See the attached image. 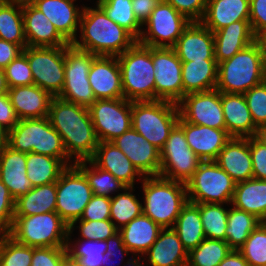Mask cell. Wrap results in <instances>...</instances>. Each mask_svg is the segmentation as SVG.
<instances>
[{
  "instance_id": "cell-42",
  "label": "cell",
  "mask_w": 266,
  "mask_h": 266,
  "mask_svg": "<svg viewBox=\"0 0 266 266\" xmlns=\"http://www.w3.org/2000/svg\"><path fill=\"white\" fill-rule=\"evenodd\" d=\"M87 163L90 168H88ZM86 176L89 186L94 195L111 198V193L124 190L126 187L117 180L110 172L97 167L91 160L78 161L74 163Z\"/></svg>"
},
{
  "instance_id": "cell-69",
  "label": "cell",
  "mask_w": 266,
  "mask_h": 266,
  "mask_svg": "<svg viewBox=\"0 0 266 266\" xmlns=\"http://www.w3.org/2000/svg\"><path fill=\"white\" fill-rule=\"evenodd\" d=\"M262 223L266 226V217H265V219L262 221Z\"/></svg>"
},
{
  "instance_id": "cell-12",
  "label": "cell",
  "mask_w": 266,
  "mask_h": 266,
  "mask_svg": "<svg viewBox=\"0 0 266 266\" xmlns=\"http://www.w3.org/2000/svg\"><path fill=\"white\" fill-rule=\"evenodd\" d=\"M56 213L70 225L80 219L94 195L84 173L75 165L67 166L57 181Z\"/></svg>"
},
{
  "instance_id": "cell-64",
  "label": "cell",
  "mask_w": 266,
  "mask_h": 266,
  "mask_svg": "<svg viewBox=\"0 0 266 266\" xmlns=\"http://www.w3.org/2000/svg\"><path fill=\"white\" fill-rule=\"evenodd\" d=\"M61 266H83L79 260L73 259L69 254L63 258Z\"/></svg>"
},
{
  "instance_id": "cell-5",
  "label": "cell",
  "mask_w": 266,
  "mask_h": 266,
  "mask_svg": "<svg viewBox=\"0 0 266 266\" xmlns=\"http://www.w3.org/2000/svg\"><path fill=\"white\" fill-rule=\"evenodd\" d=\"M7 146L23 153L33 152L58 158L66 167L73 165L60 134L52 127L48 117L19 120L7 132Z\"/></svg>"
},
{
  "instance_id": "cell-18",
  "label": "cell",
  "mask_w": 266,
  "mask_h": 266,
  "mask_svg": "<svg viewBox=\"0 0 266 266\" xmlns=\"http://www.w3.org/2000/svg\"><path fill=\"white\" fill-rule=\"evenodd\" d=\"M111 142L127 156L143 177L159 176L160 150L132 127Z\"/></svg>"
},
{
  "instance_id": "cell-29",
  "label": "cell",
  "mask_w": 266,
  "mask_h": 266,
  "mask_svg": "<svg viewBox=\"0 0 266 266\" xmlns=\"http://www.w3.org/2000/svg\"><path fill=\"white\" fill-rule=\"evenodd\" d=\"M0 179L14 200L30 191L33 186L26 175V153L6 145L0 151Z\"/></svg>"
},
{
  "instance_id": "cell-7",
  "label": "cell",
  "mask_w": 266,
  "mask_h": 266,
  "mask_svg": "<svg viewBox=\"0 0 266 266\" xmlns=\"http://www.w3.org/2000/svg\"><path fill=\"white\" fill-rule=\"evenodd\" d=\"M69 225L56 213L14 216L7 234L30 247H66Z\"/></svg>"
},
{
  "instance_id": "cell-45",
  "label": "cell",
  "mask_w": 266,
  "mask_h": 266,
  "mask_svg": "<svg viewBox=\"0 0 266 266\" xmlns=\"http://www.w3.org/2000/svg\"><path fill=\"white\" fill-rule=\"evenodd\" d=\"M71 234H68L67 254L73 259L79 260L83 266H102L103 254L106 253L107 245L102 240L79 239L76 243L71 240Z\"/></svg>"
},
{
  "instance_id": "cell-1",
  "label": "cell",
  "mask_w": 266,
  "mask_h": 266,
  "mask_svg": "<svg viewBox=\"0 0 266 266\" xmlns=\"http://www.w3.org/2000/svg\"><path fill=\"white\" fill-rule=\"evenodd\" d=\"M48 118L60 134L65 151L73 163L93 157L99 141L88 108L53 97Z\"/></svg>"
},
{
  "instance_id": "cell-48",
  "label": "cell",
  "mask_w": 266,
  "mask_h": 266,
  "mask_svg": "<svg viewBox=\"0 0 266 266\" xmlns=\"http://www.w3.org/2000/svg\"><path fill=\"white\" fill-rule=\"evenodd\" d=\"M77 222L80 223L79 226H76L79 227L80 238L85 240L105 241L119 231L110 219L102 221L75 220L69 225L68 234H72Z\"/></svg>"
},
{
  "instance_id": "cell-9",
  "label": "cell",
  "mask_w": 266,
  "mask_h": 266,
  "mask_svg": "<svg viewBox=\"0 0 266 266\" xmlns=\"http://www.w3.org/2000/svg\"><path fill=\"white\" fill-rule=\"evenodd\" d=\"M235 186L236 182L215 161H202L186 182L188 201L231 205Z\"/></svg>"
},
{
  "instance_id": "cell-59",
  "label": "cell",
  "mask_w": 266,
  "mask_h": 266,
  "mask_svg": "<svg viewBox=\"0 0 266 266\" xmlns=\"http://www.w3.org/2000/svg\"><path fill=\"white\" fill-rule=\"evenodd\" d=\"M131 2L134 15L138 22L143 26L161 0H132Z\"/></svg>"
},
{
  "instance_id": "cell-36",
  "label": "cell",
  "mask_w": 266,
  "mask_h": 266,
  "mask_svg": "<svg viewBox=\"0 0 266 266\" xmlns=\"http://www.w3.org/2000/svg\"><path fill=\"white\" fill-rule=\"evenodd\" d=\"M173 229L188 252L196 248L206 238L199 208L189 201L182 208Z\"/></svg>"
},
{
  "instance_id": "cell-41",
  "label": "cell",
  "mask_w": 266,
  "mask_h": 266,
  "mask_svg": "<svg viewBox=\"0 0 266 266\" xmlns=\"http://www.w3.org/2000/svg\"><path fill=\"white\" fill-rule=\"evenodd\" d=\"M131 1L99 0L96 3L113 22L125 28L138 40L143 26L134 15Z\"/></svg>"
},
{
  "instance_id": "cell-37",
  "label": "cell",
  "mask_w": 266,
  "mask_h": 266,
  "mask_svg": "<svg viewBox=\"0 0 266 266\" xmlns=\"http://www.w3.org/2000/svg\"><path fill=\"white\" fill-rule=\"evenodd\" d=\"M0 39L27 47L24 34L22 2L0 0Z\"/></svg>"
},
{
  "instance_id": "cell-31",
  "label": "cell",
  "mask_w": 266,
  "mask_h": 266,
  "mask_svg": "<svg viewBox=\"0 0 266 266\" xmlns=\"http://www.w3.org/2000/svg\"><path fill=\"white\" fill-rule=\"evenodd\" d=\"M250 0H207L201 22L213 33L240 20H249Z\"/></svg>"
},
{
  "instance_id": "cell-4",
  "label": "cell",
  "mask_w": 266,
  "mask_h": 266,
  "mask_svg": "<svg viewBox=\"0 0 266 266\" xmlns=\"http://www.w3.org/2000/svg\"><path fill=\"white\" fill-rule=\"evenodd\" d=\"M143 213L161 228H173L188 203L186 184L161 176L143 177Z\"/></svg>"
},
{
  "instance_id": "cell-23",
  "label": "cell",
  "mask_w": 266,
  "mask_h": 266,
  "mask_svg": "<svg viewBox=\"0 0 266 266\" xmlns=\"http://www.w3.org/2000/svg\"><path fill=\"white\" fill-rule=\"evenodd\" d=\"M76 0H31L56 27L57 31L70 43L77 39L82 8L75 6ZM81 9V10H80Z\"/></svg>"
},
{
  "instance_id": "cell-62",
  "label": "cell",
  "mask_w": 266,
  "mask_h": 266,
  "mask_svg": "<svg viewBox=\"0 0 266 266\" xmlns=\"http://www.w3.org/2000/svg\"><path fill=\"white\" fill-rule=\"evenodd\" d=\"M9 91V87L7 85L5 71L3 68H0V96L7 94Z\"/></svg>"
},
{
  "instance_id": "cell-28",
  "label": "cell",
  "mask_w": 266,
  "mask_h": 266,
  "mask_svg": "<svg viewBox=\"0 0 266 266\" xmlns=\"http://www.w3.org/2000/svg\"><path fill=\"white\" fill-rule=\"evenodd\" d=\"M7 94L19 120L48 117L53 97L37 85L12 87Z\"/></svg>"
},
{
  "instance_id": "cell-50",
  "label": "cell",
  "mask_w": 266,
  "mask_h": 266,
  "mask_svg": "<svg viewBox=\"0 0 266 266\" xmlns=\"http://www.w3.org/2000/svg\"><path fill=\"white\" fill-rule=\"evenodd\" d=\"M254 124H266V79L244 93Z\"/></svg>"
},
{
  "instance_id": "cell-58",
  "label": "cell",
  "mask_w": 266,
  "mask_h": 266,
  "mask_svg": "<svg viewBox=\"0 0 266 266\" xmlns=\"http://www.w3.org/2000/svg\"><path fill=\"white\" fill-rule=\"evenodd\" d=\"M19 119L15 113L8 94L0 96V126L7 132L12 130Z\"/></svg>"
},
{
  "instance_id": "cell-17",
  "label": "cell",
  "mask_w": 266,
  "mask_h": 266,
  "mask_svg": "<svg viewBox=\"0 0 266 266\" xmlns=\"http://www.w3.org/2000/svg\"><path fill=\"white\" fill-rule=\"evenodd\" d=\"M180 116L191 124L226 129L221 92L217 89L186 94L178 103Z\"/></svg>"
},
{
  "instance_id": "cell-30",
  "label": "cell",
  "mask_w": 266,
  "mask_h": 266,
  "mask_svg": "<svg viewBox=\"0 0 266 266\" xmlns=\"http://www.w3.org/2000/svg\"><path fill=\"white\" fill-rule=\"evenodd\" d=\"M151 266H186L188 251L173 228H162L156 241L144 254Z\"/></svg>"
},
{
  "instance_id": "cell-51",
  "label": "cell",
  "mask_w": 266,
  "mask_h": 266,
  "mask_svg": "<svg viewBox=\"0 0 266 266\" xmlns=\"http://www.w3.org/2000/svg\"><path fill=\"white\" fill-rule=\"evenodd\" d=\"M110 206L111 198L93 195L84 208L82 216L77 220L102 221L110 219Z\"/></svg>"
},
{
  "instance_id": "cell-55",
  "label": "cell",
  "mask_w": 266,
  "mask_h": 266,
  "mask_svg": "<svg viewBox=\"0 0 266 266\" xmlns=\"http://www.w3.org/2000/svg\"><path fill=\"white\" fill-rule=\"evenodd\" d=\"M249 149L253 166V178L266 180V146L253 136L249 138Z\"/></svg>"
},
{
  "instance_id": "cell-43",
  "label": "cell",
  "mask_w": 266,
  "mask_h": 266,
  "mask_svg": "<svg viewBox=\"0 0 266 266\" xmlns=\"http://www.w3.org/2000/svg\"><path fill=\"white\" fill-rule=\"evenodd\" d=\"M200 211L206 238L226 241L227 216L229 209L224 204L194 203Z\"/></svg>"
},
{
  "instance_id": "cell-44",
  "label": "cell",
  "mask_w": 266,
  "mask_h": 266,
  "mask_svg": "<svg viewBox=\"0 0 266 266\" xmlns=\"http://www.w3.org/2000/svg\"><path fill=\"white\" fill-rule=\"evenodd\" d=\"M231 250L226 241L205 238L188 252L186 266H218Z\"/></svg>"
},
{
  "instance_id": "cell-26",
  "label": "cell",
  "mask_w": 266,
  "mask_h": 266,
  "mask_svg": "<svg viewBox=\"0 0 266 266\" xmlns=\"http://www.w3.org/2000/svg\"><path fill=\"white\" fill-rule=\"evenodd\" d=\"M221 103L226 131L231 137L255 136L257 126L253 122L244 94L221 92Z\"/></svg>"
},
{
  "instance_id": "cell-14",
  "label": "cell",
  "mask_w": 266,
  "mask_h": 266,
  "mask_svg": "<svg viewBox=\"0 0 266 266\" xmlns=\"http://www.w3.org/2000/svg\"><path fill=\"white\" fill-rule=\"evenodd\" d=\"M159 176L185 183L202 160L189 148L183 129L176 124L160 150Z\"/></svg>"
},
{
  "instance_id": "cell-20",
  "label": "cell",
  "mask_w": 266,
  "mask_h": 266,
  "mask_svg": "<svg viewBox=\"0 0 266 266\" xmlns=\"http://www.w3.org/2000/svg\"><path fill=\"white\" fill-rule=\"evenodd\" d=\"M177 124L183 129L189 148L202 161H215L232 138L226 129H215L186 122L181 116Z\"/></svg>"
},
{
  "instance_id": "cell-49",
  "label": "cell",
  "mask_w": 266,
  "mask_h": 266,
  "mask_svg": "<svg viewBox=\"0 0 266 266\" xmlns=\"http://www.w3.org/2000/svg\"><path fill=\"white\" fill-rule=\"evenodd\" d=\"M9 88L34 84L31 69L24 53L11 61L5 68Z\"/></svg>"
},
{
  "instance_id": "cell-6",
  "label": "cell",
  "mask_w": 266,
  "mask_h": 266,
  "mask_svg": "<svg viewBox=\"0 0 266 266\" xmlns=\"http://www.w3.org/2000/svg\"><path fill=\"white\" fill-rule=\"evenodd\" d=\"M124 98L129 101H155V71L152 47L136 42L117 56Z\"/></svg>"
},
{
  "instance_id": "cell-54",
  "label": "cell",
  "mask_w": 266,
  "mask_h": 266,
  "mask_svg": "<svg viewBox=\"0 0 266 266\" xmlns=\"http://www.w3.org/2000/svg\"><path fill=\"white\" fill-rule=\"evenodd\" d=\"M191 22L201 21L205 15L207 0H165Z\"/></svg>"
},
{
  "instance_id": "cell-19",
  "label": "cell",
  "mask_w": 266,
  "mask_h": 266,
  "mask_svg": "<svg viewBox=\"0 0 266 266\" xmlns=\"http://www.w3.org/2000/svg\"><path fill=\"white\" fill-rule=\"evenodd\" d=\"M172 48L181 62L215 60L213 32L201 21H192Z\"/></svg>"
},
{
  "instance_id": "cell-67",
  "label": "cell",
  "mask_w": 266,
  "mask_h": 266,
  "mask_svg": "<svg viewBox=\"0 0 266 266\" xmlns=\"http://www.w3.org/2000/svg\"><path fill=\"white\" fill-rule=\"evenodd\" d=\"M262 44H263V47H264V53H265V65H266V34L260 38Z\"/></svg>"
},
{
  "instance_id": "cell-52",
  "label": "cell",
  "mask_w": 266,
  "mask_h": 266,
  "mask_svg": "<svg viewBox=\"0 0 266 266\" xmlns=\"http://www.w3.org/2000/svg\"><path fill=\"white\" fill-rule=\"evenodd\" d=\"M66 247H33L31 266H61Z\"/></svg>"
},
{
  "instance_id": "cell-32",
  "label": "cell",
  "mask_w": 266,
  "mask_h": 266,
  "mask_svg": "<svg viewBox=\"0 0 266 266\" xmlns=\"http://www.w3.org/2000/svg\"><path fill=\"white\" fill-rule=\"evenodd\" d=\"M161 230L162 228L158 224L142 213L122 227L119 232L124 245L133 255L144 256L156 241Z\"/></svg>"
},
{
  "instance_id": "cell-2",
  "label": "cell",
  "mask_w": 266,
  "mask_h": 266,
  "mask_svg": "<svg viewBox=\"0 0 266 266\" xmlns=\"http://www.w3.org/2000/svg\"><path fill=\"white\" fill-rule=\"evenodd\" d=\"M79 27L81 41L76 39L72 44L96 56H119L137 42L129 31L113 22L98 5L96 8L83 7Z\"/></svg>"
},
{
  "instance_id": "cell-24",
  "label": "cell",
  "mask_w": 266,
  "mask_h": 266,
  "mask_svg": "<svg viewBox=\"0 0 266 266\" xmlns=\"http://www.w3.org/2000/svg\"><path fill=\"white\" fill-rule=\"evenodd\" d=\"M90 160L97 167L110 172L126 187H134L135 176L139 180L143 179L127 156L111 141H100Z\"/></svg>"
},
{
  "instance_id": "cell-22",
  "label": "cell",
  "mask_w": 266,
  "mask_h": 266,
  "mask_svg": "<svg viewBox=\"0 0 266 266\" xmlns=\"http://www.w3.org/2000/svg\"><path fill=\"white\" fill-rule=\"evenodd\" d=\"M88 80L96 100L124 97L117 56H97L90 67Z\"/></svg>"
},
{
  "instance_id": "cell-3",
  "label": "cell",
  "mask_w": 266,
  "mask_h": 266,
  "mask_svg": "<svg viewBox=\"0 0 266 266\" xmlns=\"http://www.w3.org/2000/svg\"><path fill=\"white\" fill-rule=\"evenodd\" d=\"M265 79L264 47L257 39L231 58L218 63L216 89L223 93L244 94Z\"/></svg>"
},
{
  "instance_id": "cell-8",
  "label": "cell",
  "mask_w": 266,
  "mask_h": 266,
  "mask_svg": "<svg viewBox=\"0 0 266 266\" xmlns=\"http://www.w3.org/2000/svg\"><path fill=\"white\" fill-rule=\"evenodd\" d=\"M180 117L178 104L169 101H131L132 128L161 150Z\"/></svg>"
},
{
  "instance_id": "cell-15",
  "label": "cell",
  "mask_w": 266,
  "mask_h": 266,
  "mask_svg": "<svg viewBox=\"0 0 266 266\" xmlns=\"http://www.w3.org/2000/svg\"><path fill=\"white\" fill-rule=\"evenodd\" d=\"M89 113L98 141H112L132 127L131 101L123 98L96 100Z\"/></svg>"
},
{
  "instance_id": "cell-63",
  "label": "cell",
  "mask_w": 266,
  "mask_h": 266,
  "mask_svg": "<svg viewBox=\"0 0 266 266\" xmlns=\"http://www.w3.org/2000/svg\"><path fill=\"white\" fill-rule=\"evenodd\" d=\"M260 143L266 146V124L257 127L256 134L254 136Z\"/></svg>"
},
{
  "instance_id": "cell-13",
  "label": "cell",
  "mask_w": 266,
  "mask_h": 266,
  "mask_svg": "<svg viewBox=\"0 0 266 266\" xmlns=\"http://www.w3.org/2000/svg\"><path fill=\"white\" fill-rule=\"evenodd\" d=\"M190 23L186 16L161 0L143 24L147 28L142 30L137 42L148 47L172 48Z\"/></svg>"
},
{
  "instance_id": "cell-33",
  "label": "cell",
  "mask_w": 266,
  "mask_h": 266,
  "mask_svg": "<svg viewBox=\"0 0 266 266\" xmlns=\"http://www.w3.org/2000/svg\"><path fill=\"white\" fill-rule=\"evenodd\" d=\"M183 97L189 93L216 89L218 63L216 60L182 62Z\"/></svg>"
},
{
  "instance_id": "cell-68",
  "label": "cell",
  "mask_w": 266,
  "mask_h": 266,
  "mask_svg": "<svg viewBox=\"0 0 266 266\" xmlns=\"http://www.w3.org/2000/svg\"><path fill=\"white\" fill-rule=\"evenodd\" d=\"M11 1L27 2V1H31V0H11Z\"/></svg>"
},
{
  "instance_id": "cell-27",
  "label": "cell",
  "mask_w": 266,
  "mask_h": 266,
  "mask_svg": "<svg viewBox=\"0 0 266 266\" xmlns=\"http://www.w3.org/2000/svg\"><path fill=\"white\" fill-rule=\"evenodd\" d=\"M214 57L217 63L231 58L257 40L249 20L233 22L213 33Z\"/></svg>"
},
{
  "instance_id": "cell-60",
  "label": "cell",
  "mask_w": 266,
  "mask_h": 266,
  "mask_svg": "<svg viewBox=\"0 0 266 266\" xmlns=\"http://www.w3.org/2000/svg\"><path fill=\"white\" fill-rule=\"evenodd\" d=\"M22 53L23 48L21 46L0 39V68L4 69Z\"/></svg>"
},
{
  "instance_id": "cell-65",
  "label": "cell",
  "mask_w": 266,
  "mask_h": 266,
  "mask_svg": "<svg viewBox=\"0 0 266 266\" xmlns=\"http://www.w3.org/2000/svg\"><path fill=\"white\" fill-rule=\"evenodd\" d=\"M7 145V131L0 126V151Z\"/></svg>"
},
{
  "instance_id": "cell-46",
  "label": "cell",
  "mask_w": 266,
  "mask_h": 266,
  "mask_svg": "<svg viewBox=\"0 0 266 266\" xmlns=\"http://www.w3.org/2000/svg\"><path fill=\"white\" fill-rule=\"evenodd\" d=\"M33 247L15 241L7 233L0 234V266H31Z\"/></svg>"
},
{
  "instance_id": "cell-25",
  "label": "cell",
  "mask_w": 266,
  "mask_h": 266,
  "mask_svg": "<svg viewBox=\"0 0 266 266\" xmlns=\"http://www.w3.org/2000/svg\"><path fill=\"white\" fill-rule=\"evenodd\" d=\"M215 162L236 183L253 178L249 138L232 137L219 152Z\"/></svg>"
},
{
  "instance_id": "cell-11",
  "label": "cell",
  "mask_w": 266,
  "mask_h": 266,
  "mask_svg": "<svg viewBox=\"0 0 266 266\" xmlns=\"http://www.w3.org/2000/svg\"><path fill=\"white\" fill-rule=\"evenodd\" d=\"M26 55L34 85L58 97L65 82V46L31 47L23 49Z\"/></svg>"
},
{
  "instance_id": "cell-16",
  "label": "cell",
  "mask_w": 266,
  "mask_h": 266,
  "mask_svg": "<svg viewBox=\"0 0 266 266\" xmlns=\"http://www.w3.org/2000/svg\"><path fill=\"white\" fill-rule=\"evenodd\" d=\"M155 100L178 104L183 99L182 62L173 48L152 47Z\"/></svg>"
},
{
  "instance_id": "cell-34",
  "label": "cell",
  "mask_w": 266,
  "mask_h": 266,
  "mask_svg": "<svg viewBox=\"0 0 266 266\" xmlns=\"http://www.w3.org/2000/svg\"><path fill=\"white\" fill-rule=\"evenodd\" d=\"M231 203L263 221L266 217V180L251 178L236 183Z\"/></svg>"
},
{
  "instance_id": "cell-47",
  "label": "cell",
  "mask_w": 266,
  "mask_h": 266,
  "mask_svg": "<svg viewBox=\"0 0 266 266\" xmlns=\"http://www.w3.org/2000/svg\"><path fill=\"white\" fill-rule=\"evenodd\" d=\"M249 266H266V226L261 223L238 249Z\"/></svg>"
},
{
  "instance_id": "cell-66",
  "label": "cell",
  "mask_w": 266,
  "mask_h": 266,
  "mask_svg": "<svg viewBox=\"0 0 266 266\" xmlns=\"http://www.w3.org/2000/svg\"><path fill=\"white\" fill-rule=\"evenodd\" d=\"M141 255H139V257H134L133 255V259H128V262H126L127 264H124V266L128 265V266H143V263L141 264L140 258Z\"/></svg>"
},
{
  "instance_id": "cell-57",
  "label": "cell",
  "mask_w": 266,
  "mask_h": 266,
  "mask_svg": "<svg viewBox=\"0 0 266 266\" xmlns=\"http://www.w3.org/2000/svg\"><path fill=\"white\" fill-rule=\"evenodd\" d=\"M105 242L107 245V249H106V253L103 254L102 266H114L112 265L111 261H113L114 257L116 256L118 252L122 256V258L124 254L125 255L130 254V251L127 249V247L123 243V238L119 231L113 236L109 237L107 240H105Z\"/></svg>"
},
{
  "instance_id": "cell-10",
  "label": "cell",
  "mask_w": 266,
  "mask_h": 266,
  "mask_svg": "<svg viewBox=\"0 0 266 266\" xmlns=\"http://www.w3.org/2000/svg\"><path fill=\"white\" fill-rule=\"evenodd\" d=\"M96 57L95 54L73 44L65 46V82L59 98L88 109L93 105L96 98L88 74Z\"/></svg>"
},
{
  "instance_id": "cell-38",
  "label": "cell",
  "mask_w": 266,
  "mask_h": 266,
  "mask_svg": "<svg viewBox=\"0 0 266 266\" xmlns=\"http://www.w3.org/2000/svg\"><path fill=\"white\" fill-rule=\"evenodd\" d=\"M65 168L58 158L33 152L26 153V175L33 187L57 182Z\"/></svg>"
},
{
  "instance_id": "cell-35",
  "label": "cell",
  "mask_w": 266,
  "mask_h": 266,
  "mask_svg": "<svg viewBox=\"0 0 266 266\" xmlns=\"http://www.w3.org/2000/svg\"><path fill=\"white\" fill-rule=\"evenodd\" d=\"M57 182L33 187L15 200L14 216L56 212Z\"/></svg>"
},
{
  "instance_id": "cell-39",
  "label": "cell",
  "mask_w": 266,
  "mask_h": 266,
  "mask_svg": "<svg viewBox=\"0 0 266 266\" xmlns=\"http://www.w3.org/2000/svg\"><path fill=\"white\" fill-rule=\"evenodd\" d=\"M261 223L260 219L246 211L233 206L229 208L226 228V242L229 247L238 250Z\"/></svg>"
},
{
  "instance_id": "cell-53",
  "label": "cell",
  "mask_w": 266,
  "mask_h": 266,
  "mask_svg": "<svg viewBox=\"0 0 266 266\" xmlns=\"http://www.w3.org/2000/svg\"><path fill=\"white\" fill-rule=\"evenodd\" d=\"M15 200L0 179V233H7L14 220Z\"/></svg>"
},
{
  "instance_id": "cell-56",
  "label": "cell",
  "mask_w": 266,
  "mask_h": 266,
  "mask_svg": "<svg viewBox=\"0 0 266 266\" xmlns=\"http://www.w3.org/2000/svg\"><path fill=\"white\" fill-rule=\"evenodd\" d=\"M249 21L257 39L266 34V0H250Z\"/></svg>"
},
{
  "instance_id": "cell-40",
  "label": "cell",
  "mask_w": 266,
  "mask_h": 266,
  "mask_svg": "<svg viewBox=\"0 0 266 266\" xmlns=\"http://www.w3.org/2000/svg\"><path fill=\"white\" fill-rule=\"evenodd\" d=\"M133 190L125 187L124 192L111 197L110 220L118 230L143 213V204L131 193Z\"/></svg>"
},
{
  "instance_id": "cell-61",
  "label": "cell",
  "mask_w": 266,
  "mask_h": 266,
  "mask_svg": "<svg viewBox=\"0 0 266 266\" xmlns=\"http://www.w3.org/2000/svg\"><path fill=\"white\" fill-rule=\"evenodd\" d=\"M218 266H249L238 250H231Z\"/></svg>"
},
{
  "instance_id": "cell-21",
  "label": "cell",
  "mask_w": 266,
  "mask_h": 266,
  "mask_svg": "<svg viewBox=\"0 0 266 266\" xmlns=\"http://www.w3.org/2000/svg\"><path fill=\"white\" fill-rule=\"evenodd\" d=\"M22 13L27 46L62 47L70 44L30 1L22 2Z\"/></svg>"
}]
</instances>
